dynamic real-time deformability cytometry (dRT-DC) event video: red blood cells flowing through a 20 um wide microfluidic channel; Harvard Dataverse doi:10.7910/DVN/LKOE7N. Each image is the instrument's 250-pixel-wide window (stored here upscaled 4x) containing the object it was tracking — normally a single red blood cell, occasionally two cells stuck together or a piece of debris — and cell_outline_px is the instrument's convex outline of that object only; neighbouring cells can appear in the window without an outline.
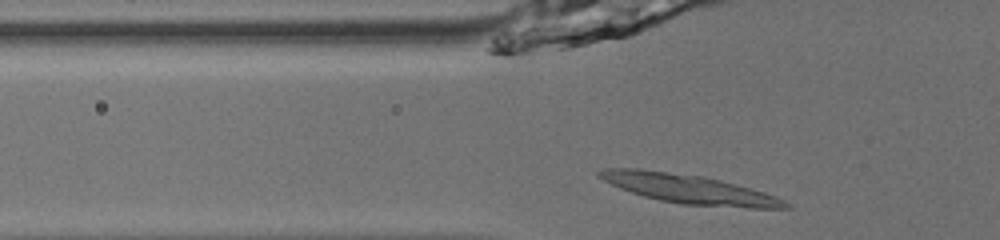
{"species": "common noctule bat (a hibernating species)", "species_latin": "Nyctalus noctula", "temperature_condition": "room temperature", "stored_images_in_passage": 36, "camera_frame_rate_fps": 3000, "um_per_image_px": 0.085, "animal": {"sex": "male", "body_mass_g": 13.0, "forearm_length_mm": 53.1}, "frame": {"image": 1, "passage_image": 4, "time_ms": 1.0, "image_size_px": [1000, 240], "cell_outline_px": [[768, 204], [696, 204], [668, 200], [648, 196], [624, 188], [608, 180], [624, 172], [660, 172], [712, 180], [744, 188], [768, 196]], "centroid_in_image_um": [58.41, 16.06], "position_along_channel_um": 67.4, "area_um2": 23.12}}
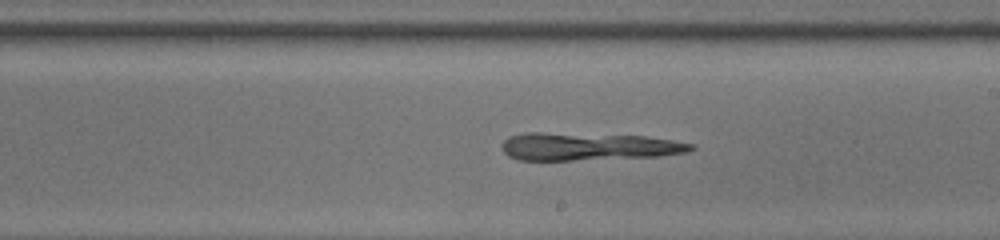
{"frame": {"image": 2, "passage_image": 17, "time_ms": 5.333, "image_size_px": [1000, 240], "cell_outline_px": [[692, 148], [676, 152], [564, 160], [524, 160], [512, 156], [504, 148], [504, 144], [508, 140], [516, 136], [636, 136], [664, 140], [688, 144]], "centroid_in_image_um": [49.89, 12.5], "position_along_channel_um": 239.1, "area_um2": 25.55}}
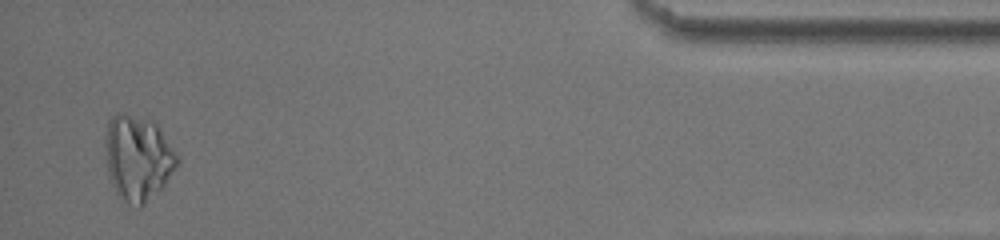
{"frame": {"image": 3, "passage_image": 35, "time_ms": 11.333, "image_size_px": [1000, 240], "cell_outline_px": [[176, 160], [168, 172], [140, 200], [124, 192], [116, 176], [112, 156], [112, 136], [128, 124], [156, 132]], "centroid_in_image_um": [11.88, 13.58], "position_along_channel_um": 423.3, "area_um2": 23.29}}